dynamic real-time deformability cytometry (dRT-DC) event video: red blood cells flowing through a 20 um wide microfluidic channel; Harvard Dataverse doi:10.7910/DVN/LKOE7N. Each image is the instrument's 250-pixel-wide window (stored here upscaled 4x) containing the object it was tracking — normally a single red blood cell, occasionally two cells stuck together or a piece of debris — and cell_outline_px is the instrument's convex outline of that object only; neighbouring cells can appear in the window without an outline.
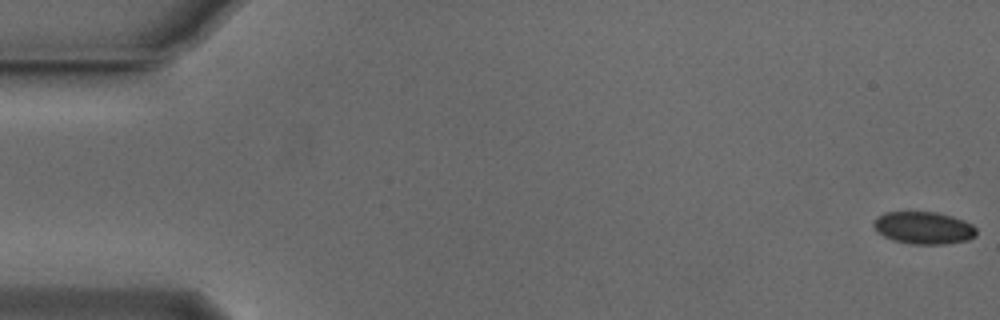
{"species": "Egyptian fruit bat (a non-hibernating species)", "species_latin": "Rousettus aegyptiacus", "temperature_condition": "cold", "stored_images_in_passage": 10, "camera_frame_rate_fps": 3000, "um_per_image_px": 0.085, "animal": {"sex": "male"}, "frame": {"image": 1, "passage_image": 1, "time_ms": 0.0, "image_size_px": [1000, 320], "cell_outline_px": [[976, 236], [968, 240], [944, 244], [912, 244], [892, 240], [884, 236], [872, 224], [876, 216], [884, 212], [936, 212], [952, 216], [964, 220], [972, 224], [976, 228]], "centroid_in_image_um": [78.52, 19.36], "position_along_channel_um": 6.5, "area_um2": 19.42}}